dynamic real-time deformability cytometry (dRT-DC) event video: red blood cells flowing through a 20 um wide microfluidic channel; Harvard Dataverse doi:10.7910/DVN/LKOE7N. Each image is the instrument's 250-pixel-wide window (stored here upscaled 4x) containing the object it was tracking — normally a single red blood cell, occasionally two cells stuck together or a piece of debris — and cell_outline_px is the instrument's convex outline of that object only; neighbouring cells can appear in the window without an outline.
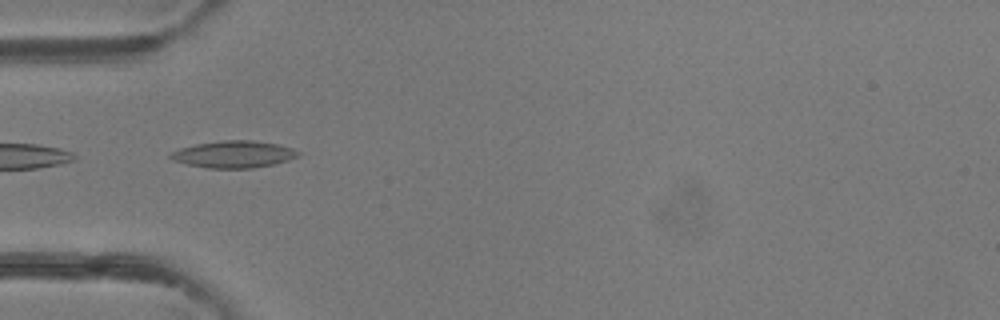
{"species": "common noctule bat (a hibernating species)", "species_latin": "Nyctalus noctula", "temperature_condition": "room temperature", "stored_images_in_passage": 34, "camera_frame_rate_fps": 3000, "um_per_image_px": 0.085, "animal": {"sex": "female"}, "frame": {"image": 1, "passage_image": 2, "time_ms": 0.333, "image_size_px": [1000, 320], "cell_outline_px": [[300, 156], [288, 160], [272, 164], [252, 168], [208, 168], [188, 164], [172, 160], [168, 156], [172, 152], [180, 148], [196, 144], [224, 140], [252, 140], [280, 144], [292, 148], [300, 152]], "centroid_in_image_um": [19.89, 13.11], "position_along_channel_um": 65.1, "area_um2": 20.0}}
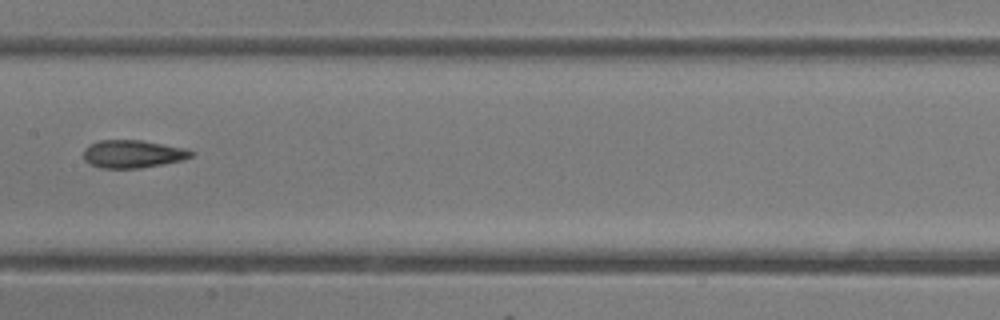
{"frame": {"image": 2, "passage_image": 11, "time_ms": 3.333, "image_size_px": [1000, 320], "cell_outline_px": [[196, 152], [192, 156], [184, 160], [140, 168], [100, 168], [88, 164], [84, 160], [84, 148], [88, 144], [100, 140], [140, 140], [188, 148]], "centroid_in_image_um": [11.3, 13.08], "position_along_channel_um": 196.1, "area_um2": 17.74}}
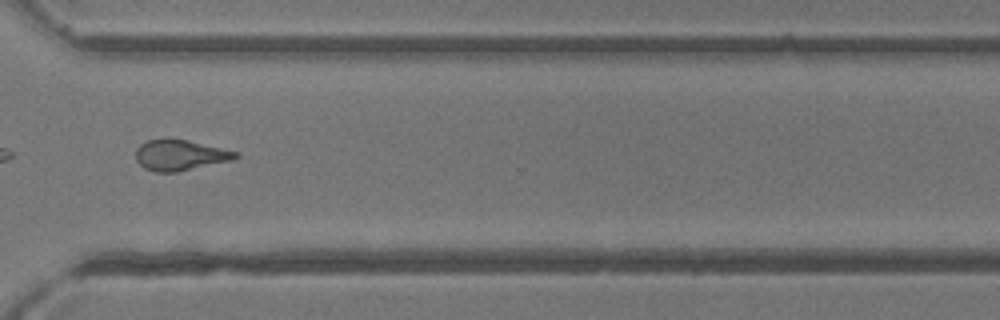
{"frame": {"image": 3, "passage_image": 22, "time_ms": 7.0, "image_size_px": [1000, 320], "cell_outline_px": [[240, 156], [236, 160], [176, 172], [156, 172], [144, 168], [136, 160], [136, 148], [140, 144], [148, 140], [168, 136], [188, 140], [240, 152]], "centroid_in_image_um": [15.34, 13.16], "position_along_channel_um": 355.3, "area_um2": 18.44}, "authors_computed_cell_mechanics": {"area_um2": 17.8891, "velocity_mm_per_s": 4.3522, "shape_relaxation_time_tau1_ms": 5.6712, "shape_relaxation_time_tau2_ms": 2.5112, "deformation_change_tau1": 0.1784, "deformation_change_tau2": 0.1211}}